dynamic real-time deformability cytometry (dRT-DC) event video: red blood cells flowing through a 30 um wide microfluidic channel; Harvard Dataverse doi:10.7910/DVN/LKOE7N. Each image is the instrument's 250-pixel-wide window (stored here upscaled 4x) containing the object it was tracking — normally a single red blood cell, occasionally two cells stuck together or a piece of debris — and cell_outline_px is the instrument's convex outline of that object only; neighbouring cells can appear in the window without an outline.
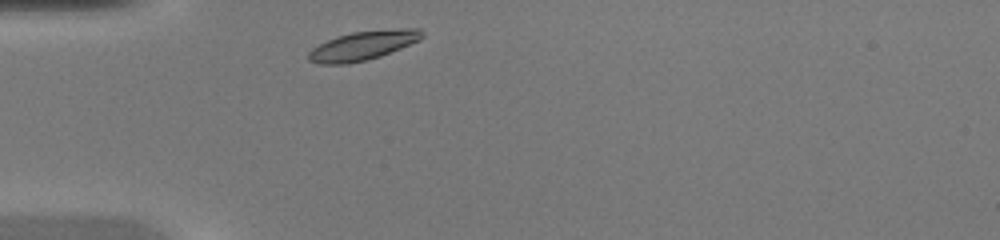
{"species": "common noctule bat (a hibernating species)", "species_latin": "Nyctalus noctula", "temperature_condition": "warm", "stored_images_in_passage": 26, "camera_frame_rate_fps": 3000, "um_per_image_px": 0.085, "animal": {"sex": "female", "body_mass_g": 20.0, "forearm_length_mm": 54.0}, "frame": {"image": 1, "passage_image": 1, "time_ms": 0.0, "image_size_px": [1000, 240], "cell_outline_px": [[424, 36], [420, 40], [380, 56], [364, 60], [344, 64], [320, 64], [308, 60], [308, 52], [312, 48], [336, 36], [352, 32], [404, 28], [420, 28], [424, 32]], "centroid_in_image_um": [30.86, 3.86], "position_along_channel_um": 54.1, "area_um2": 19.07}}
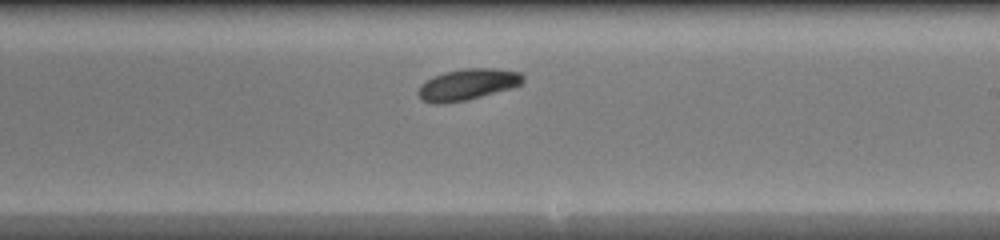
{"frame": {"image": 2, "passage_image": 15, "time_ms": 4.667, "image_size_px": [1000, 240], "cell_outline_px": [[524, 80], [520, 84], [512, 88], [464, 100], [440, 104], [432, 104], [420, 100], [416, 92], [420, 84], [424, 80], [432, 76], [444, 72], [468, 68], [492, 68], [524, 72]], "centroid_in_image_um": [39.69, 7.17], "position_along_channel_um": 249.3, "area_um2": 19.31}}
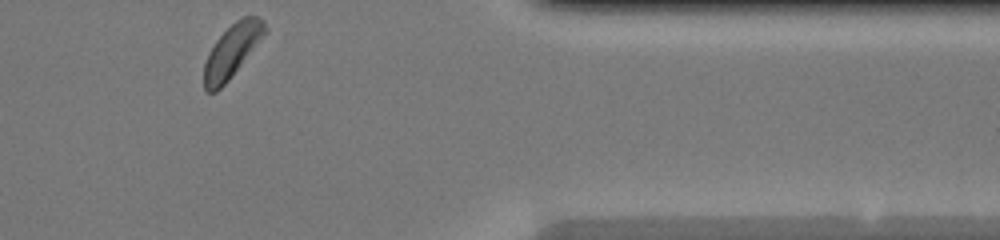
{"frame": {"image": 3, "passage_image": 26, "time_ms": 8.333, "image_size_px": [1000, 240], "cell_outline_px": [[268, 32], [228, 80], [216, 92], [204, 92], [204, 64], [216, 40], [236, 20], [244, 16], [256, 16], [264, 20], [268, 28]], "centroid_in_image_um": [19.75, 4.31], "position_along_channel_um": 391.6, "area_um2": 18.61}}